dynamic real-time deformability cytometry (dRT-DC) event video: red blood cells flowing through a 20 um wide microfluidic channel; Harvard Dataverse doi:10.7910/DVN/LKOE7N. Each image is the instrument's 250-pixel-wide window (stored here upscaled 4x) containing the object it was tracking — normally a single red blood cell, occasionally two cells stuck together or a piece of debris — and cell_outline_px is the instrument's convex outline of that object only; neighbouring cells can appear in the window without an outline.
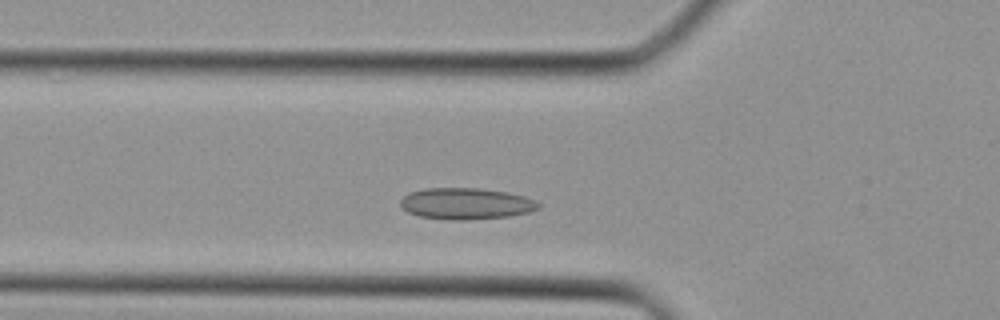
{"species": "Egyptian fruit bat (a non-hibernating species)", "species_latin": "Rousettus aegyptiacus", "temperature_condition": "cold", "stored_images_in_passage": 32, "camera_frame_rate_fps": 3000, "um_per_image_px": 0.085, "animal": {"sex": "female"}, "frame": {"image": 1, "passage_image": 6, "time_ms": 1.667, "image_size_px": [1000, 320], "cell_outline_px": [[540, 208], [528, 212], [508, 216], [464, 220], [448, 220], [420, 216], [408, 212], [400, 204], [400, 200], [408, 192], [424, 188], [480, 188], [508, 192], [524, 196], [536, 200], [540, 204]], "centroid_in_image_um": [39.61, 17.3], "position_along_channel_um": 86.2, "area_um2": 25.32}}
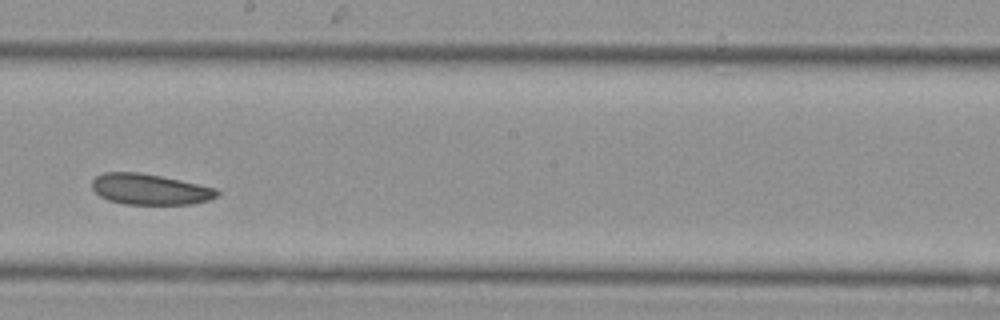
{"frame": {"image": 2, "passage_image": 15, "time_ms": 4.667, "image_size_px": [1000, 320], "cell_outline_px": [[220, 192], [216, 196], [208, 200], [192, 204], [124, 204], [108, 200], [100, 196], [92, 188], [92, 180], [96, 176], [104, 172], [136, 172], [160, 176], [180, 180], [216, 188]], "centroid_in_image_um": [12.72, 16.09], "position_along_channel_um": 235.5, "area_um2": 22.31}}
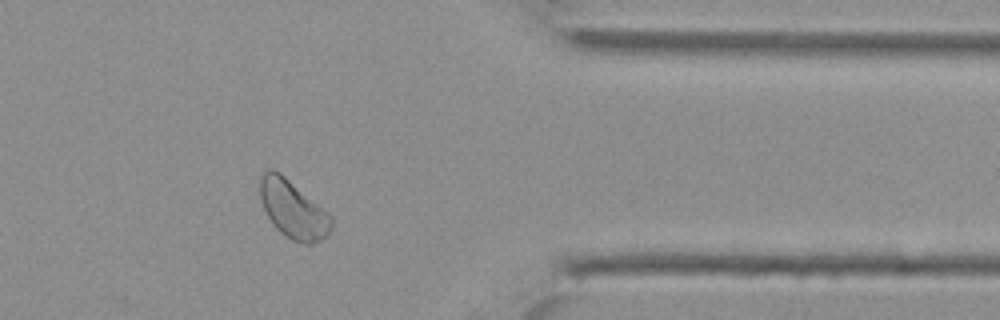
{"frame": {"image": 3, "passage_image": 25, "time_ms": 8.0, "image_size_px": [1000, 320], "cell_outline_px": [[332, 228], [320, 240], [312, 244], [304, 244], [292, 240], [280, 232], [272, 224], [260, 200], [260, 176], [268, 168], [272, 168], [280, 172], [328, 212], [332, 216]], "centroid_in_image_um": [24.89, 17.78], "position_along_channel_um": 386.5, "area_um2": 23.99}}